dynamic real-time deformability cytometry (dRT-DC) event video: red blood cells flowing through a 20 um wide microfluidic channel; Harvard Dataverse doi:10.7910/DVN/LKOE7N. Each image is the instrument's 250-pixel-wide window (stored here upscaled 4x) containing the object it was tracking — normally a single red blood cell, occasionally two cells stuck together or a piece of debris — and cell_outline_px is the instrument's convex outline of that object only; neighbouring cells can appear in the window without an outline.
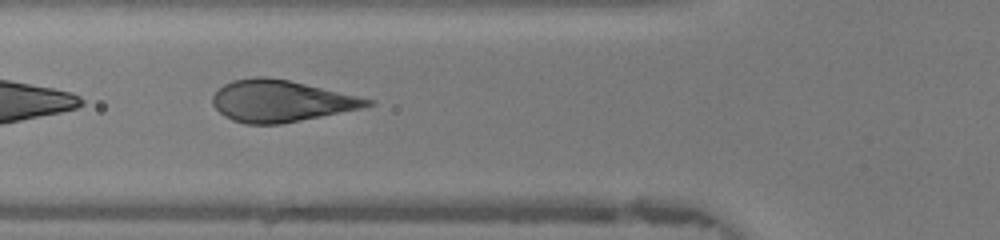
{"species": "human", "species_latin": "Homo sapiens", "temperature_condition": "warm", "stored_images_in_passage": 10, "camera_frame_rate_fps": 3000, "um_per_image_px": 0.085, "donor": {"sex": "female"}, "frame": {"image": 1, "passage_image": 4, "time_ms": 1.0, "image_size_px": [1000, 240], "cell_outline_px": [[376, 104], [360, 108], [280, 124], [244, 124], [232, 120], [224, 116], [212, 104], [212, 96], [224, 84], [232, 80], [256, 76], [264, 76], [288, 80], [376, 100]], "centroid_in_image_um": [23.85, 8.58], "position_along_channel_um": 102.0, "area_um2": 37.28}}
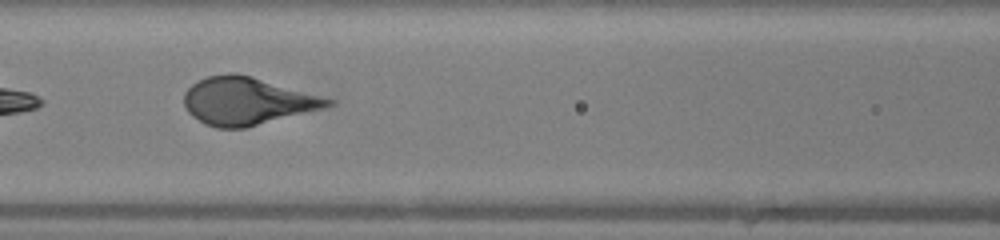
{"frame": {"image": 2, "passage_image": 7, "time_ms": 2.0, "image_size_px": [1000, 240], "cell_outline_px": [[336, 104], [324, 108], [244, 128], [216, 128], [204, 124], [192, 116], [188, 112], [184, 104], [184, 92], [192, 84], [208, 76], [228, 72], [232, 72], [252, 76], [336, 100]], "centroid_in_image_um": [21.0, 8.58], "position_along_channel_um": 145.6, "area_um2": 39.82}}